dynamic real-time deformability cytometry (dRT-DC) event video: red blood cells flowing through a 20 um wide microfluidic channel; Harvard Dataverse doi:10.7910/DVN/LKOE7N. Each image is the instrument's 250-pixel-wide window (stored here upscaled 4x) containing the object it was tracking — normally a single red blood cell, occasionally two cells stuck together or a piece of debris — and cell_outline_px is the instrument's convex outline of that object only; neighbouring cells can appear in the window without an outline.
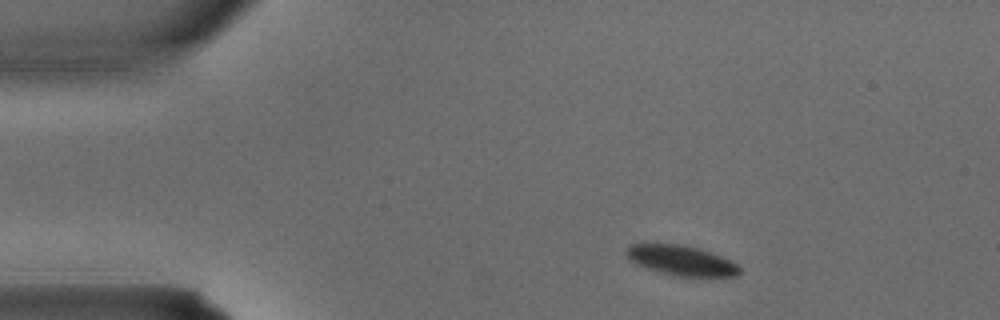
{"species": "common noctule bat (a hibernating species)", "species_latin": "Nyctalus noctula", "temperature_condition": "warm", "stored_images_in_passage": 2, "camera_frame_rate_fps": 3000, "um_per_image_px": 0.085, "animal": {"sex": "male", "body_mass_g": 15.6}, "frame": {"image": 1, "passage_image": 2, "time_ms": 0.333, "image_size_px": [1000, 320], "cell_outline_px": [[740, 272], [736, 276], [676, 276], [648, 268], [636, 264], [628, 256], [628, 248], [632, 244], [676, 244], [696, 248], [720, 256], [736, 264], [740, 268]], "centroid_in_image_um": [57.93, 22.15], "position_along_channel_um": 27.1, "area_um2": 19.02}}